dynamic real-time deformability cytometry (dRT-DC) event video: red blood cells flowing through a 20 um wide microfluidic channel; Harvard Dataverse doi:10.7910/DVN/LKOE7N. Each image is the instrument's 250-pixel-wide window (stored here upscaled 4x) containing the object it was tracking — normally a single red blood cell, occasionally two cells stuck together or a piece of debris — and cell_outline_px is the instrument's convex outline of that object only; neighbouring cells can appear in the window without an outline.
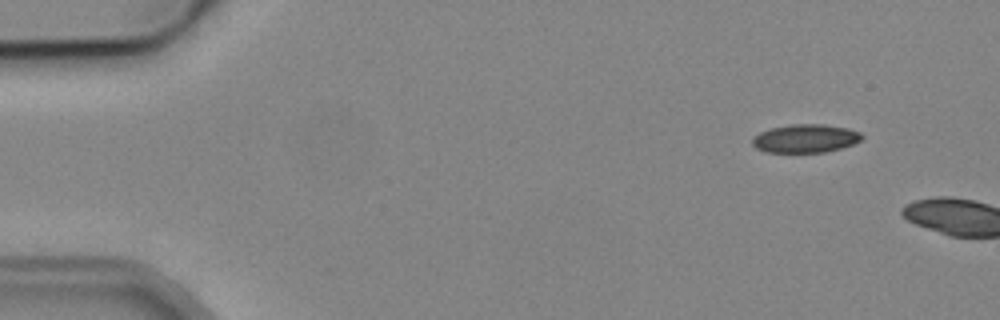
{"species": "common noctule bat (a hibernating species)", "species_latin": "Nyctalus noctula", "temperature_condition": "cold", "stored_images_in_passage": 4, "segment_of_instrument_passage": [2, 2], "camera_frame_rate_fps": 3000, "um_per_image_px": 0.085, "animal": {"sex": "male", "body_mass_g": 19.2, "forearm_length_mm": 51.8}, "frame": {"image": 1, "passage_image": 4, "time_ms": 3.333, "image_size_px": [1000, 320], "cell_outline_px": [[864, 136], [860, 140], [852, 144], [828, 152], [764, 152], [756, 148], [752, 144], [752, 136], [760, 132], [772, 128], [792, 124], [824, 124], [848, 128], [860, 132]], "centroid_in_image_um": [68.45, 11.77], "position_along_channel_um": 16.6, "area_um2": 18.15}}